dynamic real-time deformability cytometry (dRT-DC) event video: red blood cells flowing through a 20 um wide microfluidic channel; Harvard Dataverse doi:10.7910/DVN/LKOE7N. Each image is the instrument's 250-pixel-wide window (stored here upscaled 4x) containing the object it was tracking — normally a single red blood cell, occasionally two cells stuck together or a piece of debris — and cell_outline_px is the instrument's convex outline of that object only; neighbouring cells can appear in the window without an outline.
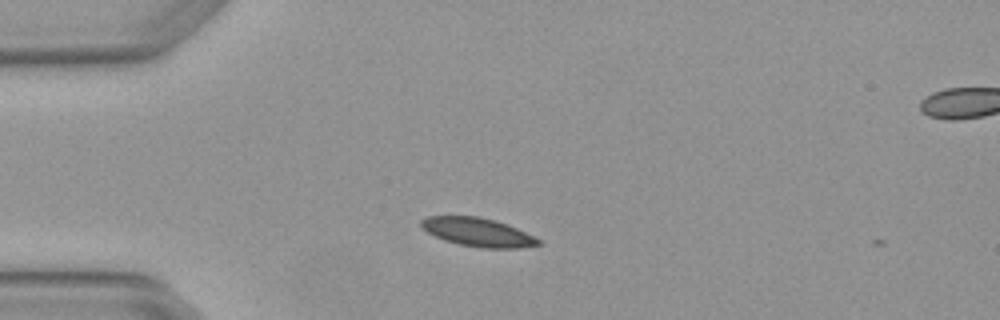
{"species": "Egyptian fruit bat (a non-hibernating species)", "species_latin": "Rousettus aegyptiacus", "temperature_condition": "warm", "stored_images_in_passage": 4, "camera_frame_rate_fps": 3000, "um_per_image_px": 0.085, "animal": {"sex": "female"}, "frame": {"image": 1, "passage_image": 2, "time_ms": 0.333, "image_size_px": [1000, 320], "cell_outline_px": [[540, 244], [516, 248], [480, 248], [460, 244], [444, 240], [428, 232], [420, 224], [420, 220], [428, 216], [476, 216], [508, 224], [540, 240]], "centroid_in_image_um": [40.58, 19.73], "position_along_channel_um": 44.4, "area_um2": 19.13}}
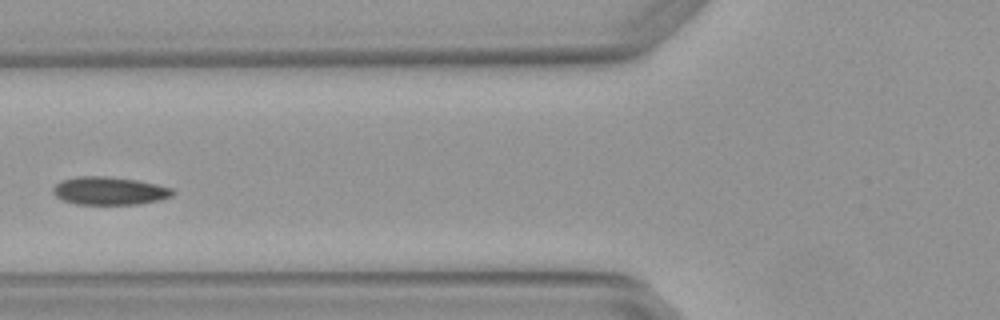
{"frame": {"image": 2, "passage_image": 4, "time_ms": 1.0, "image_size_px": [1000, 320], "cell_outline_px": [[176, 192], [172, 196], [160, 200], [136, 204], [76, 204], [64, 200], [56, 196], [52, 192], [52, 188], [60, 180], [76, 176], [108, 176], [136, 180], [156, 184], [172, 188]], "centroid_in_image_um": [9.29, 16.21], "position_along_channel_um": 116.5, "area_um2": 19.59}}